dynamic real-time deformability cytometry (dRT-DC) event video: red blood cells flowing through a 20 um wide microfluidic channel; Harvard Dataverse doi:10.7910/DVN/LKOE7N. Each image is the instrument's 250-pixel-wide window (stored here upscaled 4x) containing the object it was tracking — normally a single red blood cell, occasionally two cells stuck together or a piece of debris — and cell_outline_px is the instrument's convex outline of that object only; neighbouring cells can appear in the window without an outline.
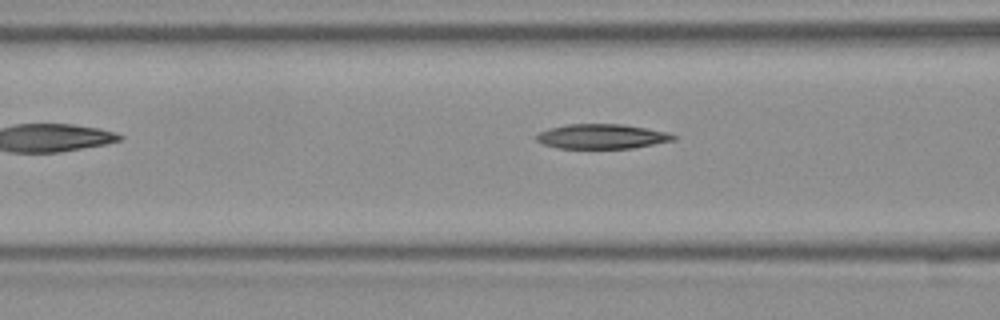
{"species": "Egyptian fruit bat (a non-hibernating species)", "species_latin": "Rousettus aegyptiacus", "temperature_condition": "room temperature", "stored_images_in_passage": 6, "camera_frame_rate_fps": 3000, "um_per_image_px": 0.085, "frame": {"image": 1, "passage_image": 5, "time_ms": 1.333, "image_size_px": [1000, 320], "cell_outline_px": [[676, 140], [632, 148], [556, 148], [544, 144], [536, 140], [536, 136], [540, 132], [548, 128], [568, 124], [624, 124], [668, 132], [676, 136]], "centroid_in_image_um": [51.17, 11.59], "position_along_channel_um": 115.4, "area_um2": 19.71}}